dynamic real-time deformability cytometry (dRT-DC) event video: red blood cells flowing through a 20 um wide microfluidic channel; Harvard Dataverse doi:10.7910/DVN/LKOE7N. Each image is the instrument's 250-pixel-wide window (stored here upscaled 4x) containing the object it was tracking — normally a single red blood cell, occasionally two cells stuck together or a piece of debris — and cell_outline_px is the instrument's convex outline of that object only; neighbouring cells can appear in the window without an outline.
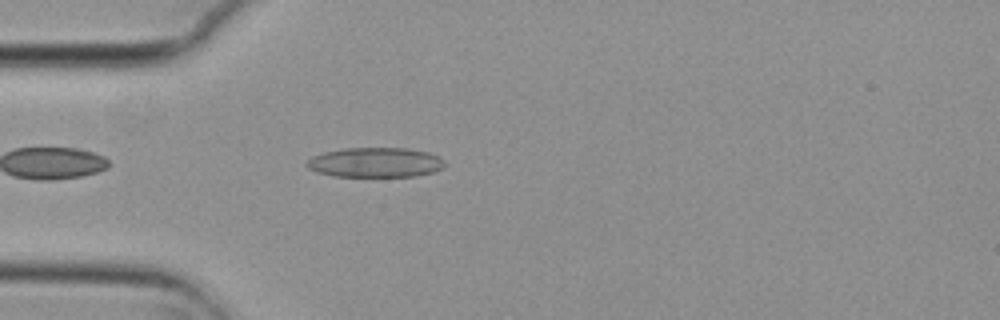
{"species": "common noctule bat (a hibernating species)", "species_latin": "Nyctalus noctula", "temperature_condition": "cold", "stored_images_in_passage": 7, "camera_frame_rate_fps": 3000, "um_per_image_px": 0.085, "animal": {"sex": "female", "body_mass_g": 29.2, "forearm_length_mm": 56.3}, "frame": {"image": 1, "passage_image": 3, "time_ms": 0.667, "image_size_px": [1000, 320], "cell_outline_px": [[444, 168], [432, 172], [416, 176], [332, 176], [316, 172], [308, 168], [304, 164], [312, 156], [324, 152], [344, 148], [408, 148], [428, 152], [440, 156], [444, 160]], "centroid_in_image_um": [31.9, 13.8], "position_along_channel_um": 53.1, "area_um2": 24.1}}